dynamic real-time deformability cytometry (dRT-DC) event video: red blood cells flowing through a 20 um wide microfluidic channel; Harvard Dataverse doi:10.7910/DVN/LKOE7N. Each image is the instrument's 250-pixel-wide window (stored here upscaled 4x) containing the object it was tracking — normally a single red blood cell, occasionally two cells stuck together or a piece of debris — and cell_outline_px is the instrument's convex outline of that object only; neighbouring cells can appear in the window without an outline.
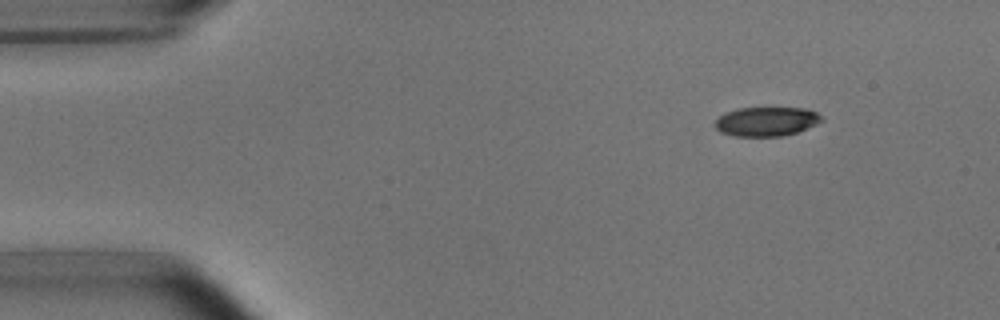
{"species": "common noctule bat (a hibernating species)", "species_latin": "Nyctalus noctula", "temperature_condition": "room temperature", "stored_images_in_passage": 6, "camera_frame_rate_fps": 3000, "um_per_image_px": 0.085, "animal": {"sex": "male", "body_mass_g": 15.6}, "frame": {"image": 1, "passage_image": 6, "time_ms": 6.667, "image_size_px": [1000, 320], "cell_outline_px": [[824, 120], [816, 124], [796, 132], [784, 136], [736, 136], [720, 132], [716, 128], [716, 120], [724, 112], [736, 108], [804, 108], [816, 112], [824, 116]], "centroid_in_image_um": [65.16, 10.32], "position_along_channel_um": 19.8, "area_um2": 18.15}}